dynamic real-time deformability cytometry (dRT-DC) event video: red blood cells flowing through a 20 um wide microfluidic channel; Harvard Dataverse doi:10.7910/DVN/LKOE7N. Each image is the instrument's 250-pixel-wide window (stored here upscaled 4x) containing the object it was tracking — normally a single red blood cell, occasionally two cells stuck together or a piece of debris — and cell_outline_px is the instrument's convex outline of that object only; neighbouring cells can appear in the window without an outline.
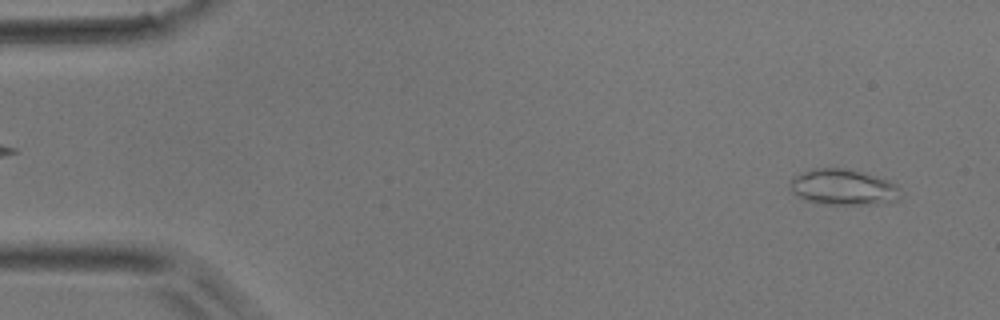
{"species": "common noctule bat (a hibernating species)", "species_latin": "Nyctalus noctula", "temperature_condition": "room temperature", "stored_images_in_passage": 49, "camera_frame_rate_fps": 3000, "um_per_image_px": 0.085, "animal": {"sex": "male", "body_mass_g": 17.9}, "frame": {"image": 1, "passage_image": 3, "time_ms": 0.667, "image_size_px": [1000, 320], "cell_outline_px": [[900, 188], [896, 200], [876, 204], [824, 204], [808, 200], [792, 192], [788, 184], [792, 176], [812, 168], [848, 168], [888, 180], [896, 184]], "centroid_in_image_um": [71.63, 15.89], "position_along_channel_um": 13.4, "area_um2": 22.95}}
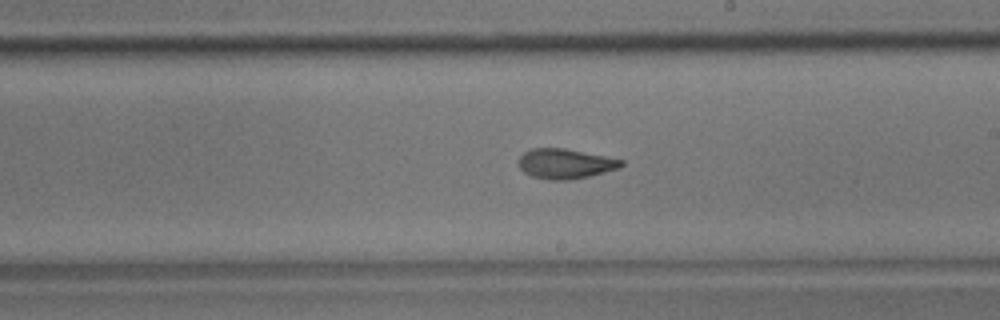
{"frame": {"image": 2, "passage_image": 28, "time_ms": 9.0, "image_size_px": [1000, 320], "cell_outline_px": [[624, 164], [620, 168], [588, 176], [568, 180], [548, 180], [532, 176], [524, 172], [520, 168], [520, 156], [524, 152], [532, 148], [564, 148], [624, 160]], "centroid_in_image_um": [48.05, 13.91], "position_along_channel_um": 240.9, "area_um2": 17.74}}
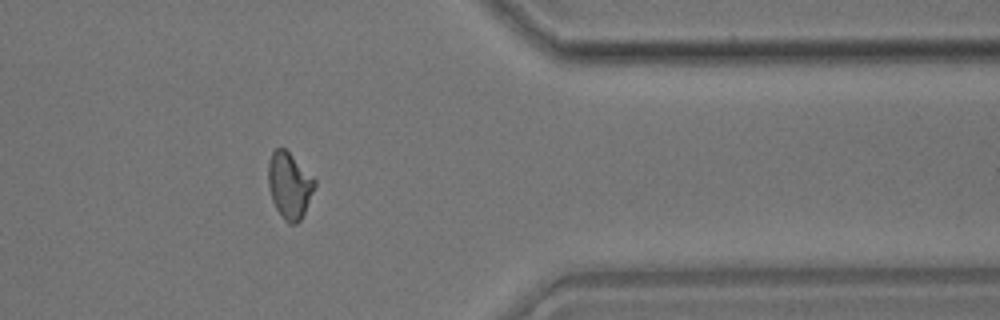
{"frame": {"image": 3, "passage_image": 40, "time_ms": 13.0, "image_size_px": [1000, 320], "cell_outline_px": [[316, 184], [304, 212], [300, 220], [296, 224], [288, 224], [284, 220], [276, 208], [272, 200], [268, 188], [268, 164], [272, 152], [276, 148], [284, 148], [316, 180]], "centroid_in_image_um": [24.58, 15.77], "position_along_channel_um": 386.8, "area_um2": 17.69}}